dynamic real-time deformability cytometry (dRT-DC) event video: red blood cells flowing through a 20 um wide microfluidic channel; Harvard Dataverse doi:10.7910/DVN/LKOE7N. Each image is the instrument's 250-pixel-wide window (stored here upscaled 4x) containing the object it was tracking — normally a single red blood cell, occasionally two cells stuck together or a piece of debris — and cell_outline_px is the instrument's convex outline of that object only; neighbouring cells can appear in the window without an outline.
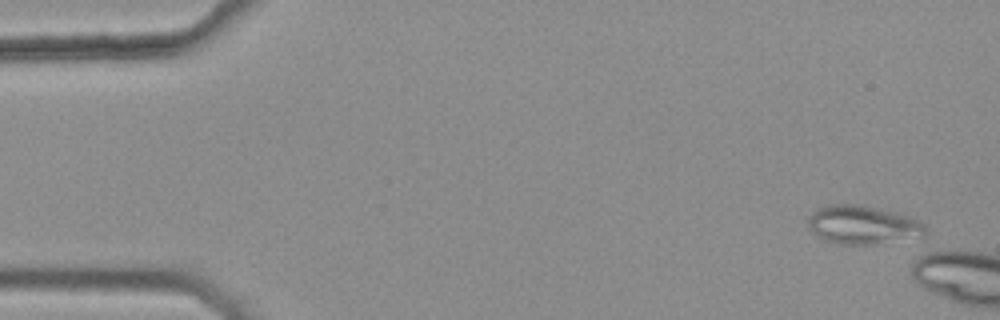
{"species": "common noctule bat (a hibernating species)", "species_latin": "Nyctalus noctula", "temperature_condition": "warm", "stored_images_in_passage": 5, "camera_frame_rate_fps": 3000, "um_per_image_px": 0.085, "animal": {"sex": "female", "body_mass_g": 25.1}, "frame": {"image": 1, "passage_image": 1, "time_ms": 0.0, "image_size_px": [1000, 320], "cell_outline_px": [[928, 236], [876, 244], [840, 244], [824, 240], [816, 236], [808, 228], [808, 216], [816, 208], [828, 204], [864, 204], [912, 216], [920, 220], [928, 228]], "centroid_in_image_um": [73.38, 19.1], "position_along_channel_um": 11.6, "area_um2": 27.22}}